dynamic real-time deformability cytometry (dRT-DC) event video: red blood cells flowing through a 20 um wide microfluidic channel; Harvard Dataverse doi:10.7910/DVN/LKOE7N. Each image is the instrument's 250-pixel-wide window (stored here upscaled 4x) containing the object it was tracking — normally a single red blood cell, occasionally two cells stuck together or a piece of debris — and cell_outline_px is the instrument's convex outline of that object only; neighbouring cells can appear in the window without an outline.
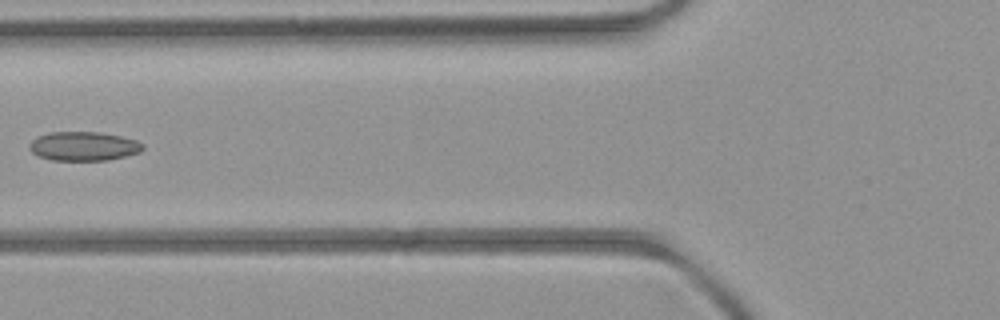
{"species": "common noctule bat (a hibernating species)", "species_latin": "Nyctalus noctula", "temperature_condition": "room temperature", "stored_images_in_passage": 7, "camera_frame_rate_fps": 3000, "um_per_image_px": 0.085, "animal": {"sex": "female", "body_mass_g": 21.9}, "frame": {"image": 1, "passage_image": 7, "time_ms": 6.667, "image_size_px": [1000, 320], "cell_outline_px": [[144, 148], [140, 152], [108, 160], [52, 160], [40, 156], [32, 152], [28, 148], [28, 144], [36, 136], [52, 132], [100, 132], [120, 136], [136, 140], [144, 144]], "centroid_in_image_um": [7.09, 12.42], "position_along_channel_um": 118.7, "area_um2": 19.19}}